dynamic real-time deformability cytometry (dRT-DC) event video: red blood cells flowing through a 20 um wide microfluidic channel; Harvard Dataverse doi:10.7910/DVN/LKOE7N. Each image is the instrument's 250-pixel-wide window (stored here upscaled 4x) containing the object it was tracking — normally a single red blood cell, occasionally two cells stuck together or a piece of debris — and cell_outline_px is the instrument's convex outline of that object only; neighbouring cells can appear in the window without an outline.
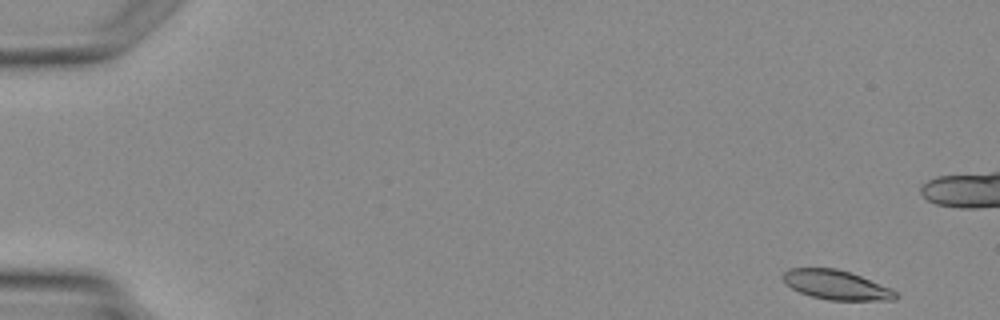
{"species": "Egyptian fruit bat (a non-hibernating species)", "species_latin": "Rousettus aegyptiacus", "temperature_condition": "warm", "stored_images_in_passage": 6, "camera_frame_rate_fps": 3000, "um_per_image_px": 0.085, "animal": {"sex": "female"}, "frame": {"image": 1, "passage_image": 1, "time_ms": 0.0, "image_size_px": [1000, 320], "cell_outline_px": [[900, 296], [896, 300], [828, 300], [812, 296], [800, 292], [792, 288], [780, 276], [784, 272], [792, 268], [836, 268], [860, 276], [892, 288]], "centroid_in_image_um": [71.12, 24.22], "position_along_channel_um": 13.9, "area_um2": 19.19}}
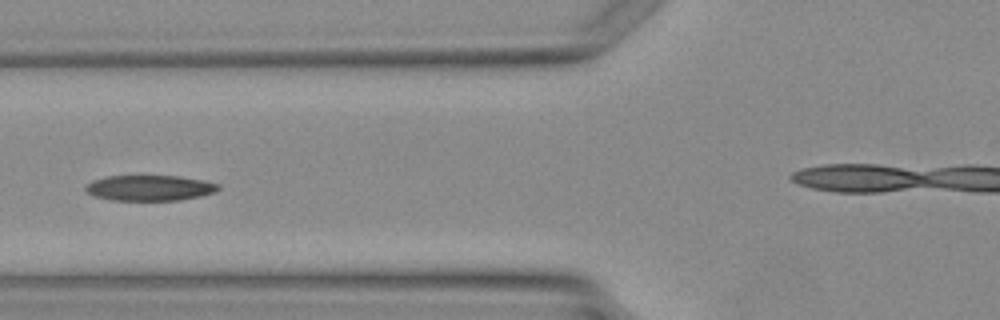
{"frame": {"image": 2, "passage_image": 5, "time_ms": 4.667, "image_size_px": [1000, 320], "cell_outline_px": [[220, 188], [216, 192], [200, 196], [180, 200], [112, 200], [92, 196], [84, 188], [92, 180], [108, 176], [180, 176], [204, 180], [220, 184]], "centroid_in_image_um": [12.75, 15.97], "position_along_channel_um": 113.1, "area_um2": 19.83}}